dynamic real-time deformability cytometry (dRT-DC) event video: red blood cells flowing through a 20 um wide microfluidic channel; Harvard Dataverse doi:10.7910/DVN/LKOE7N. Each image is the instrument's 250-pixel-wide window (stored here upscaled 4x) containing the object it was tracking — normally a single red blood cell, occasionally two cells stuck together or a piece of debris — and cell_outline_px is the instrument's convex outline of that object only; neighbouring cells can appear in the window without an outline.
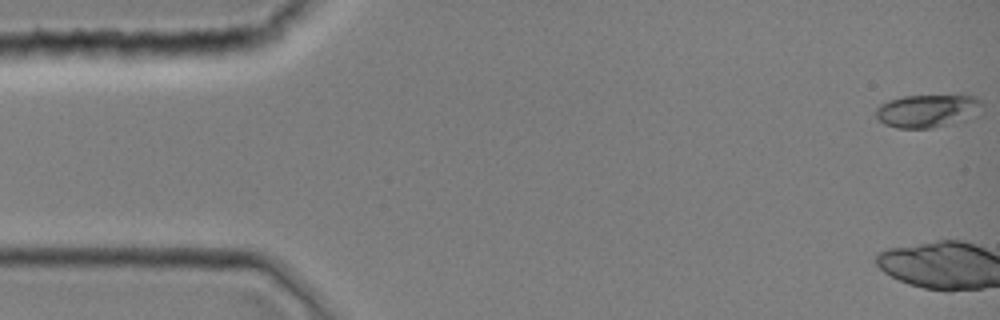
{"species": "common noctule bat (a hibernating species)", "species_latin": "Nyctalus noctula", "temperature_condition": "room temperature", "stored_images_in_passage": 45, "camera_frame_rate_fps": 3000, "um_per_image_px": 0.085, "animal": {"sex": "female", "body_mass_g": 19.0, "forearm_length_mm": 51.5}, "frame": {"image": 1, "passage_image": 1, "time_ms": 0.0, "image_size_px": [1000, 320], "cell_outline_px": [[984, 104], [980, 116], [968, 120], [932, 128], [896, 128], [884, 124], [876, 116], [876, 108], [880, 104], [888, 100], [904, 96], [960, 92], [976, 96]], "centroid_in_image_um": [78.98, 9.37], "position_along_channel_um": 6.0, "area_um2": 21.85}}